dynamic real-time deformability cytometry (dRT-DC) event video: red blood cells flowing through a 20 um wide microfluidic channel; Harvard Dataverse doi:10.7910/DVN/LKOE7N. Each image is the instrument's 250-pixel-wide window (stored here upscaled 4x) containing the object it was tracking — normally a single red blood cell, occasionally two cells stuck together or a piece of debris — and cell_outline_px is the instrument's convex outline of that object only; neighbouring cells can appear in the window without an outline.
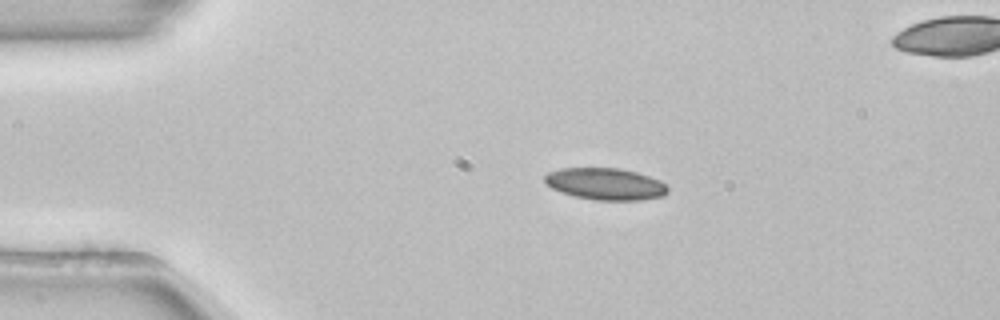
{"species": "common noctule bat (a hibernating species)", "species_latin": "Nyctalus noctula", "temperature_condition": "room temperature", "stored_images_in_passage": 44, "camera_frame_rate_fps": 3000, "um_per_image_px": 0.085, "animal": {"sex": "female", "body_mass_g": 22.7, "forearm_length_mm": 54.2}, "frame": {"image": 1, "passage_image": 1, "time_ms": 0.0, "image_size_px": [1000, 320], "cell_outline_px": [[668, 192], [664, 196], [640, 200], [596, 200], [576, 196], [552, 188], [544, 180], [544, 176], [548, 172], [560, 168], [620, 168], [636, 172], [660, 180], [668, 188]], "centroid_in_image_um": [51.48, 15.63], "position_along_channel_um": 33.5, "area_um2": 22.66}}
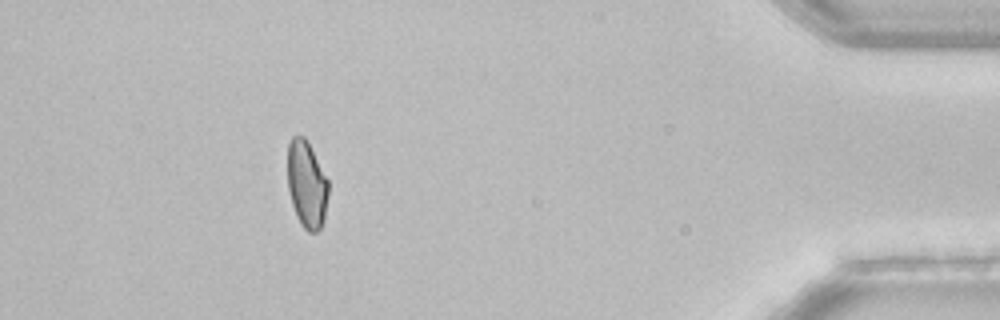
{"frame": {"image": 2, "passage_image": 38, "time_ms": 12.333, "image_size_px": [1000, 320], "cell_outline_px": [[328, 196], [324, 220], [320, 228], [316, 232], [308, 232], [300, 224], [296, 216], [292, 204], [288, 188], [288, 144], [292, 136], [304, 136], [308, 140], [328, 180]], "centroid_in_image_um": [26.07, 15.67], "position_along_channel_um": 409.1, "area_um2": 20.87}}